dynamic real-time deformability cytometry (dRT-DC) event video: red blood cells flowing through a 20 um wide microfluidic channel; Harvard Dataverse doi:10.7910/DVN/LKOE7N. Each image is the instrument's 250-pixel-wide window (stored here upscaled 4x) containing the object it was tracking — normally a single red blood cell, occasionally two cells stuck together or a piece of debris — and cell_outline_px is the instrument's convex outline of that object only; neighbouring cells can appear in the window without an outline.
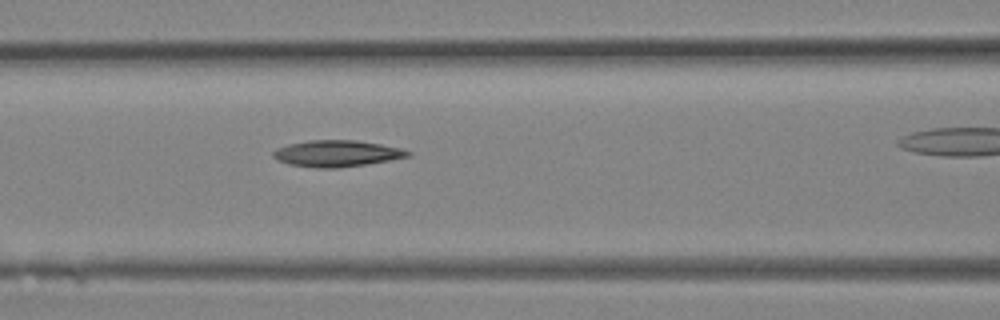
{"species": "Egyptian fruit bat (a non-hibernating species)", "species_latin": "Rousettus aegyptiacus", "temperature_condition": "room temperature", "stored_images_in_passage": 5, "segment_of_instrument_passage": [1, 2], "camera_frame_rate_fps": 3000, "um_per_image_px": 0.085, "animal": {"sex": "female"}, "frame": {"image": 1, "passage_image": 4, "time_ms": 1.0, "image_size_px": [1000, 320], "cell_outline_px": [[412, 156], [368, 164], [340, 168], [316, 168], [288, 164], [272, 156], [272, 152], [276, 148], [288, 144], [308, 140], [356, 140], [380, 144], [400, 148], [412, 152]], "centroid_in_image_um": [28.64, 13.05], "position_along_channel_um": 138.0, "area_um2": 20.87}}